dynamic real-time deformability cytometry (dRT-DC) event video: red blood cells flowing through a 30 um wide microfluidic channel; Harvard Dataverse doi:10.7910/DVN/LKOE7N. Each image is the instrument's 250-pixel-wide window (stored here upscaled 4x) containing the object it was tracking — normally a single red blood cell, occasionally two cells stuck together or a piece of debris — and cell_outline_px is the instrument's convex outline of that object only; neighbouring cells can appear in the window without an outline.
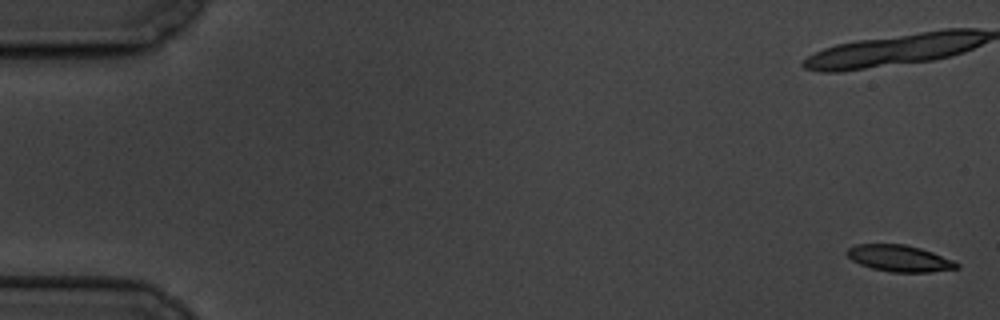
{"species": "common noctule bat (a hibernating species)", "species_latin": "Nyctalus noctula", "temperature_condition": "cold", "stored_images_in_passage": 17, "camera_frame_rate_fps": 3000, "um_per_image_px": 0.085, "animal": {"sex": "male", "body_mass_g": 19.5, "forearm_length_mm": 54.6}, "frame": {"image": 1, "passage_image": 1, "time_ms": 0.0, "image_size_px": [1000, 320], "cell_outline_px": [[960, 268], [928, 272], [892, 272], [872, 268], [860, 264], [852, 260], [844, 252], [848, 248], [856, 244], [904, 244], [920, 248], [932, 252], [952, 260], [960, 264]], "centroid_in_image_um": [76.43, 21.95], "position_along_channel_um": 8.6, "area_um2": 16.88}}
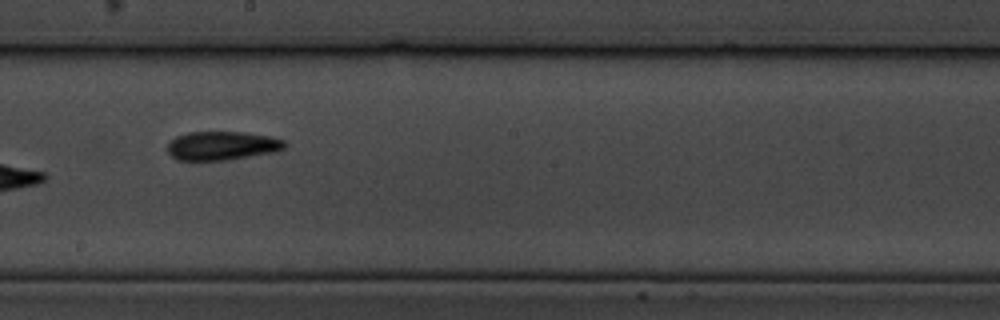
{"frame": {"image": 2, "passage_image": 10, "time_ms": 11.333, "image_size_px": [1000, 320], "cell_outline_px": [[288, 144], [284, 148], [276, 152], [228, 160], [192, 164], [176, 160], [168, 152], [168, 144], [176, 136], [188, 132], [244, 132], [272, 136], [284, 140]], "centroid_in_image_um": [18.84, 12.43], "position_along_channel_um": 229.4, "area_um2": 20.58}}
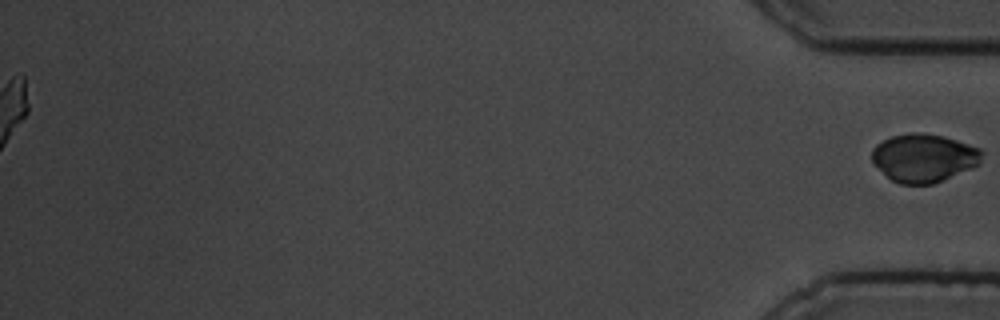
{"frame": {"image": 3, "passage_image": 17, "time_ms": 20.333, "image_size_px": [1000, 320], "cell_outline_px": [[984, 152], [980, 164], [972, 168], [932, 184], [900, 184], [892, 180], [872, 164], [872, 148], [876, 144], [892, 136], [912, 132], [920, 132], [944, 136], [980, 148]], "centroid_in_image_um": [78.52, 13.41], "position_along_channel_um": 356.7, "area_um2": 31.04}}